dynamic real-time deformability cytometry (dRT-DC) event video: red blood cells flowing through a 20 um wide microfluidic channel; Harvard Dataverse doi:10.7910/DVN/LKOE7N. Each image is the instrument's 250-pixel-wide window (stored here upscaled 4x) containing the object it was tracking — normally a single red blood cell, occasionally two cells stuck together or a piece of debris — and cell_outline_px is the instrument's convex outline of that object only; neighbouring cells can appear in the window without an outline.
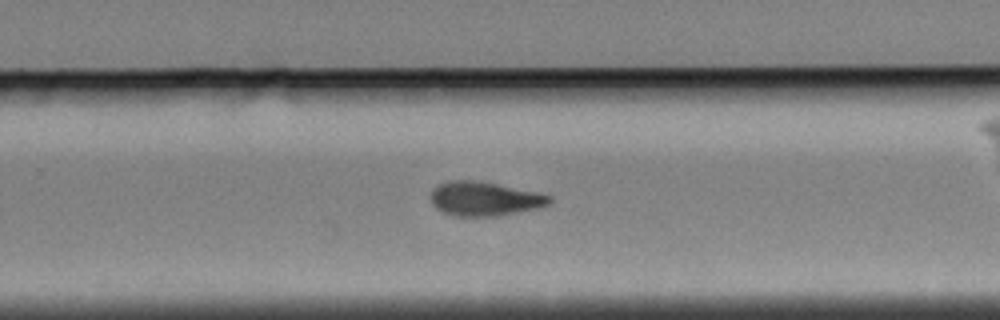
{"species": "Egyptian fruit bat (a non-hibernating species)", "species_latin": "Rousettus aegyptiacus", "temperature_condition": "cold", "stored_images_in_passage": 51, "camera_frame_rate_fps": 3000, "um_per_image_px": 0.085, "animal": {"sex": "female"}, "frame": {"image": 1, "passage_image": 36, "time_ms": 11.667, "image_size_px": [1000, 320], "cell_outline_px": [[552, 200], [548, 204], [536, 208], [496, 216], [452, 216], [440, 212], [432, 204], [432, 188], [436, 184], [448, 180], [476, 180], [536, 192], [552, 196]], "centroid_in_image_um": [41.11, 16.89], "position_along_channel_um": 288.7, "area_um2": 23.58}}
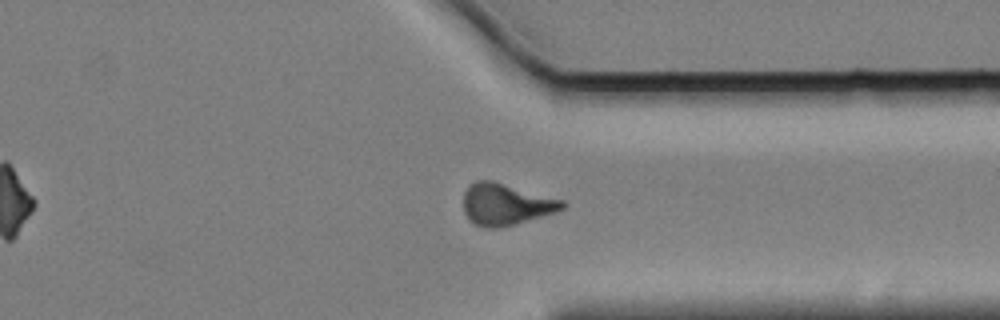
{"frame": {"image": 2, "passage_image": 43, "time_ms": 14.0, "image_size_px": [1000, 320], "cell_outline_px": [[564, 208], [556, 212], [500, 228], [484, 228], [468, 220], [464, 212], [464, 192], [476, 180], [492, 180], [564, 200]], "centroid_in_image_um": [42.98, 17.37], "position_along_channel_um": 368.4, "area_um2": 23.87}}